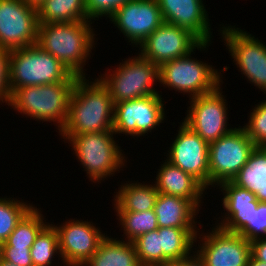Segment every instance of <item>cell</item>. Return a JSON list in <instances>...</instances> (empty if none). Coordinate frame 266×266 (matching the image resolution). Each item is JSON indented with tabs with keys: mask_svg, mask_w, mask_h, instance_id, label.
I'll return each instance as SVG.
<instances>
[{
	"mask_svg": "<svg viewBox=\"0 0 266 266\" xmlns=\"http://www.w3.org/2000/svg\"><path fill=\"white\" fill-rule=\"evenodd\" d=\"M114 103L97 77H78L69 99L68 118L59 135L113 131Z\"/></svg>",
	"mask_w": 266,
	"mask_h": 266,
	"instance_id": "obj_1",
	"label": "cell"
},
{
	"mask_svg": "<svg viewBox=\"0 0 266 266\" xmlns=\"http://www.w3.org/2000/svg\"><path fill=\"white\" fill-rule=\"evenodd\" d=\"M92 23H39L37 44L58 59L72 74L86 77L84 67L91 58L92 50L96 48L95 40L98 41Z\"/></svg>",
	"mask_w": 266,
	"mask_h": 266,
	"instance_id": "obj_2",
	"label": "cell"
},
{
	"mask_svg": "<svg viewBox=\"0 0 266 266\" xmlns=\"http://www.w3.org/2000/svg\"><path fill=\"white\" fill-rule=\"evenodd\" d=\"M78 76L65 81L14 89L9 105L14 111L38 122H53L60 132L68 118L69 99Z\"/></svg>",
	"mask_w": 266,
	"mask_h": 266,
	"instance_id": "obj_3",
	"label": "cell"
},
{
	"mask_svg": "<svg viewBox=\"0 0 266 266\" xmlns=\"http://www.w3.org/2000/svg\"><path fill=\"white\" fill-rule=\"evenodd\" d=\"M114 131H102L78 135H60L65 143L71 144L76 160L80 162L93 183H101L115 176L126 166L127 158L118 140H114Z\"/></svg>",
	"mask_w": 266,
	"mask_h": 266,
	"instance_id": "obj_4",
	"label": "cell"
},
{
	"mask_svg": "<svg viewBox=\"0 0 266 266\" xmlns=\"http://www.w3.org/2000/svg\"><path fill=\"white\" fill-rule=\"evenodd\" d=\"M136 54L137 57L122 60L114 70L108 68L98 77L109 90L114 104L161 92L154 88L155 82H159V66L139 52Z\"/></svg>",
	"mask_w": 266,
	"mask_h": 266,
	"instance_id": "obj_5",
	"label": "cell"
},
{
	"mask_svg": "<svg viewBox=\"0 0 266 266\" xmlns=\"http://www.w3.org/2000/svg\"><path fill=\"white\" fill-rule=\"evenodd\" d=\"M72 73L38 44L10 50L9 87L40 86L65 81Z\"/></svg>",
	"mask_w": 266,
	"mask_h": 266,
	"instance_id": "obj_6",
	"label": "cell"
},
{
	"mask_svg": "<svg viewBox=\"0 0 266 266\" xmlns=\"http://www.w3.org/2000/svg\"><path fill=\"white\" fill-rule=\"evenodd\" d=\"M191 52L188 55L168 61L159 66V83L164 88L188 95L189 99L214 91L223 84L222 71L228 70L227 65L218 70L210 63L194 58ZM219 71V72H218Z\"/></svg>",
	"mask_w": 266,
	"mask_h": 266,
	"instance_id": "obj_7",
	"label": "cell"
},
{
	"mask_svg": "<svg viewBox=\"0 0 266 266\" xmlns=\"http://www.w3.org/2000/svg\"><path fill=\"white\" fill-rule=\"evenodd\" d=\"M222 41L225 43L233 63L250 84L266 95V44L255 35L235 26L220 27ZM263 42V43H262Z\"/></svg>",
	"mask_w": 266,
	"mask_h": 266,
	"instance_id": "obj_8",
	"label": "cell"
},
{
	"mask_svg": "<svg viewBox=\"0 0 266 266\" xmlns=\"http://www.w3.org/2000/svg\"><path fill=\"white\" fill-rule=\"evenodd\" d=\"M256 145L245 129L235 127L231 132L209 144V189L232 181L246 164ZM211 186V188H210Z\"/></svg>",
	"mask_w": 266,
	"mask_h": 266,
	"instance_id": "obj_9",
	"label": "cell"
},
{
	"mask_svg": "<svg viewBox=\"0 0 266 266\" xmlns=\"http://www.w3.org/2000/svg\"><path fill=\"white\" fill-rule=\"evenodd\" d=\"M156 94L114 104L113 131L115 134L141 137L152 133L166 120L164 99ZM149 132V133H148ZM146 134V135H145Z\"/></svg>",
	"mask_w": 266,
	"mask_h": 266,
	"instance_id": "obj_10",
	"label": "cell"
},
{
	"mask_svg": "<svg viewBox=\"0 0 266 266\" xmlns=\"http://www.w3.org/2000/svg\"><path fill=\"white\" fill-rule=\"evenodd\" d=\"M222 92L221 84L212 92L188 99L190 106L183 122L210 144L231 132L227 127L228 103Z\"/></svg>",
	"mask_w": 266,
	"mask_h": 266,
	"instance_id": "obj_11",
	"label": "cell"
},
{
	"mask_svg": "<svg viewBox=\"0 0 266 266\" xmlns=\"http://www.w3.org/2000/svg\"><path fill=\"white\" fill-rule=\"evenodd\" d=\"M198 232L195 242H200L195 252L206 266H247L251 246L244 236L216 225L209 232Z\"/></svg>",
	"mask_w": 266,
	"mask_h": 266,
	"instance_id": "obj_12",
	"label": "cell"
},
{
	"mask_svg": "<svg viewBox=\"0 0 266 266\" xmlns=\"http://www.w3.org/2000/svg\"><path fill=\"white\" fill-rule=\"evenodd\" d=\"M212 42H201L190 31L164 22L138 47L143 57L160 66L189 53L208 50ZM208 47V48H207Z\"/></svg>",
	"mask_w": 266,
	"mask_h": 266,
	"instance_id": "obj_13",
	"label": "cell"
},
{
	"mask_svg": "<svg viewBox=\"0 0 266 266\" xmlns=\"http://www.w3.org/2000/svg\"><path fill=\"white\" fill-rule=\"evenodd\" d=\"M37 9L23 0H0V47L22 48L37 44Z\"/></svg>",
	"mask_w": 266,
	"mask_h": 266,
	"instance_id": "obj_14",
	"label": "cell"
},
{
	"mask_svg": "<svg viewBox=\"0 0 266 266\" xmlns=\"http://www.w3.org/2000/svg\"><path fill=\"white\" fill-rule=\"evenodd\" d=\"M54 227L58 232L60 266H83L97 251L107 236L91 221L70 219ZM59 266V265H56Z\"/></svg>",
	"mask_w": 266,
	"mask_h": 266,
	"instance_id": "obj_15",
	"label": "cell"
},
{
	"mask_svg": "<svg viewBox=\"0 0 266 266\" xmlns=\"http://www.w3.org/2000/svg\"><path fill=\"white\" fill-rule=\"evenodd\" d=\"M167 150L166 160L209 189V144L184 122Z\"/></svg>",
	"mask_w": 266,
	"mask_h": 266,
	"instance_id": "obj_16",
	"label": "cell"
},
{
	"mask_svg": "<svg viewBox=\"0 0 266 266\" xmlns=\"http://www.w3.org/2000/svg\"><path fill=\"white\" fill-rule=\"evenodd\" d=\"M132 47L141 43L164 23L157 0H130L109 18Z\"/></svg>",
	"mask_w": 266,
	"mask_h": 266,
	"instance_id": "obj_17",
	"label": "cell"
},
{
	"mask_svg": "<svg viewBox=\"0 0 266 266\" xmlns=\"http://www.w3.org/2000/svg\"><path fill=\"white\" fill-rule=\"evenodd\" d=\"M164 22L186 29L201 42L213 40L203 0H157Z\"/></svg>",
	"mask_w": 266,
	"mask_h": 266,
	"instance_id": "obj_18",
	"label": "cell"
},
{
	"mask_svg": "<svg viewBox=\"0 0 266 266\" xmlns=\"http://www.w3.org/2000/svg\"><path fill=\"white\" fill-rule=\"evenodd\" d=\"M218 188L222 191V206L224 212L215 225L229 232L240 233L250 222L256 212L259 201L254 193L238 187L232 181L220 183ZM217 222V223H216ZM219 222V223H218Z\"/></svg>",
	"mask_w": 266,
	"mask_h": 266,
	"instance_id": "obj_19",
	"label": "cell"
},
{
	"mask_svg": "<svg viewBox=\"0 0 266 266\" xmlns=\"http://www.w3.org/2000/svg\"><path fill=\"white\" fill-rule=\"evenodd\" d=\"M164 161L157 169L156 181H154L156 189L159 193L190 200L200 210L204 203L202 198L207 194V189L190 174L172 165L169 161L165 159Z\"/></svg>",
	"mask_w": 266,
	"mask_h": 266,
	"instance_id": "obj_20",
	"label": "cell"
},
{
	"mask_svg": "<svg viewBox=\"0 0 266 266\" xmlns=\"http://www.w3.org/2000/svg\"><path fill=\"white\" fill-rule=\"evenodd\" d=\"M199 211L190 200L163 193H159L154 206L158 228H199L202 225L200 220L196 221Z\"/></svg>",
	"mask_w": 266,
	"mask_h": 266,
	"instance_id": "obj_21",
	"label": "cell"
},
{
	"mask_svg": "<svg viewBox=\"0 0 266 266\" xmlns=\"http://www.w3.org/2000/svg\"><path fill=\"white\" fill-rule=\"evenodd\" d=\"M114 197L113 208L115 212H141L154 210L159 195L154 183L142 184L140 182L126 181L121 183Z\"/></svg>",
	"mask_w": 266,
	"mask_h": 266,
	"instance_id": "obj_22",
	"label": "cell"
},
{
	"mask_svg": "<svg viewBox=\"0 0 266 266\" xmlns=\"http://www.w3.org/2000/svg\"><path fill=\"white\" fill-rule=\"evenodd\" d=\"M232 182L254 193L259 202L266 203V147H255Z\"/></svg>",
	"mask_w": 266,
	"mask_h": 266,
	"instance_id": "obj_23",
	"label": "cell"
},
{
	"mask_svg": "<svg viewBox=\"0 0 266 266\" xmlns=\"http://www.w3.org/2000/svg\"><path fill=\"white\" fill-rule=\"evenodd\" d=\"M106 236L83 266H142L133 242Z\"/></svg>",
	"mask_w": 266,
	"mask_h": 266,
	"instance_id": "obj_24",
	"label": "cell"
},
{
	"mask_svg": "<svg viewBox=\"0 0 266 266\" xmlns=\"http://www.w3.org/2000/svg\"><path fill=\"white\" fill-rule=\"evenodd\" d=\"M201 228L160 227V251L171 262L180 261L194 252L195 237Z\"/></svg>",
	"mask_w": 266,
	"mask_h": 266,
	"instance_id": "obj_25",
	"label": "cell"
},
{
	"mask_svg": "<svg viewBox=\"0 0 266 266\" xmlns=\"http://www.w3.org/2000/svg\"><path fill=\"white\" fill-rule=\"evenodd\" d=\"M37 12L39 23L88 21L86 0H45Z\"/></svg>",
	"mask_w": 266,
	"mask_h": 266,
	"instance_id": "obj_26",
	"label": "cell"
},
{
	"mask_svg": "<svg viewBox=\"0 0 266 266\" xmlns=\"http://www.w3.org/2000/svg\"><path fill=\"white\" fill-rule=\"evenodd\" d=\"M45 218L46 217L42 214V209L39 210L37 206H34L22 218L6 241L0 246H10L11 248H31L37 235L49 223L45 222Z\"/></svg>",
	"mask_w": 266,
	"mask_h": 266,
	"instance_id": "obj_27",
	"label": "cell"
},
{
	"mask_svg": "<svg viewBox=\"0 0 266 266\" xmlns=\"http://www.w3.org/2000/svg\"><path fill=\"white\" fill-rule=\"evenodd\" d=\"M53 222L48 223L37 235L30 249L33 266H52L55 255L61 259L58 232Z\"/></svg>",
	"mask_w": 266,
	"mask_h": 266,
	"instance_id": "obj_28",
	"label": "cell"
},
{
	"mask_svg": "<svg viewBox=\"0 0 266 266\" xmlns=\"http://www.w3.org/2000/svg\"><path fill=\"white\" fill-rule=\"evenodd\" d=\"M126 237L122 239L127 242H133L144 233L158 229V220L154 210L141 212H115Z\"/></svg>",
	"mask_w": 266,
	"mask_h": 266,
	"instance_id": "obj_29",
	"label": "cell"
},
{
	"mask_svg": "<svg viewBox=\"0 0 266 266\" xmlns=\"http://www.w3.org/2000/svg\"><path fill=\"white\" fill-rule=\"evenodd\" d=\"M34 205L12 197H0V245Z\"/></svg>",
	"mask_w": 266,
	"mask_h": 266,
	"instance_id": "obj_30",
	"label": "cell"
},
{
	"mask_svg": "<svg viewBox=\"0 0 266 266\" xmlns=\"http://www.w3.org/2000/svg\"><path fill=\"white\" fill-rule=\"evenodd\" d=\"M138 261L142 266H169L171 262L160 251L158 229L144 233L133 241Z\"/></svg>",
	"mask_w": 266,
	"mask_h": 266,
	"instance_id": "obj_31",
	"label": "cell"
},
{
	"mask_svg": "<svg viewBox=\"0 0 266 266\" xmlns=\"http://www.w3.org/2000/svg\"><path fill=\"white\" fill-rule=\"evenodd\" d=\"M248 122L242 126L256 146L266 147V100L260 101L250 111Z\"/></svg>",
	"mask_w": 266,
	"mask_h": 266,
	"instance_id": "obj_32",
	"label": "cell"
},
{
	"mask_svg": "<svg viewBox=\"0 0 266 266\" xmlns=\"http://www.w3.org/2000/svg\"><path fill=\"white\" fill-rule=\"evenodd\" d=\"M127 1L130 0H86L88 21L95 22L102 17L109 19Z\"/></svg>",
	"mask_w": 266,
	"mask_h": 266,
	"instance_id": "obj_33",
	"label": "cell"
},
{
	"mask_svg": "<svg viewBox=\"0 0 266 266\" xmlns=\"http://www.w3.org/2000/svg\"><path fill=\"white\" fill-rule=\"evenodd\" d=\"M248 241L266 237V203L259 202L250 222L240 233Z\"/></svg>",
	"mask_w": 266,
	"mask_h": 266,
	"instance_id": "obj_34",
	"label": "cell"
},
{
	"mask_svg": "<svg viewBox=\"0 0 266 266\" xmlns=\"http://www.w3.org/2000/svg\"><path fill=\"white\" fill-rule=\"evenodd\" d=\"M9 61L10 50L0 47V104L9 105L10 87H9ZM3 102V103H2Z\"/></svg>",
	"mask_w": 266,
	"mask_h": 266,
	"instance_id": "obj_35",
	"label": "cell"
},
{
	"mask_svg": "<svg viewBox=\"0 0 266 266\" xmlns=\"http://www.w3.org/2000/svg\"><path fill=\"white\" fill-rule=\"evenodd\" d=\"M31 248H11L10 246H0V256L18 266H33Z\"/></svg>",
	"mask_w": 266,
	"mask_h": 266,
	"instance_id": "obj_36",
	"label": "cell"
},
{
	"mask_svg": "<svg viewBox=\"0 0 266 266\" xmlns=\"http://www.w3.org/2000/svg\"><path fill=\"white\" fill-rule=\"evenodd\" d=\"M251 256L258 261L266 263V237L250 241Z\"/></svg>",
	"mask_w": 266,
	"mask_h": 266,
	"instance_id": "obj_37",
	"label": "cell"
},
{
	"mask_svg": "<svg viewBox=\"0 0 266 266\" xmlns=\"http://www.w3.org/2000/svg\"><path fill=\"white\" fill-rule=\"evenodd\" d=\"M169 266H206L204 261L194 251L190 256L171 263Z\"/></svg>",
	"mask_w": 266,
	"mask_h": 266,
	"instance_id": "obj_38",
	"label": "cell"
},
{
	"mask_svg": "<svg viewBox=\"0 0 266 266\" xmlns=\"http://www.w3.org/2000/svg\"><path fill=\"white\" fill-rule=\"evenodd\" d=\"M247 266H266V263L258 261L250 256Z\"/></svg>",
	"mask_w": 266,
	"mask_h": 266,
	"instance_id": "obj_39",
	"label": "cell"
},
{
	"mask_svg": "<svg viewBox=\"0 0 266 266\" xmlns=\"http://www.w3.org/2000/svg\"><path fill=\"white\" fill-rule=\"evenodd\" d=\"M26 4H29L30 6L35 7L36 9L40 7V5L45 1V0H23Z\"/></svg>",
	"mask_w": 266,
	"mask_h": 266,
	"instance_id": "obj_40",
	"label": "cell"
},
{
	"mask_svg": "<svg viewBox=\"0 0 266 266\" xmlns=\"http://www.w3.org/2000/svg\"><path fill=\"white\" fill-rule=\"evenodd\" d=\"M0 266H18V265H15L14 263L6 261L0 256Z\"/></svg>",
	"mask_w": 266,
	"mask_h": 266,
	"instance_id": "obj_41",
	"label": "cell"
}]
</instances>
